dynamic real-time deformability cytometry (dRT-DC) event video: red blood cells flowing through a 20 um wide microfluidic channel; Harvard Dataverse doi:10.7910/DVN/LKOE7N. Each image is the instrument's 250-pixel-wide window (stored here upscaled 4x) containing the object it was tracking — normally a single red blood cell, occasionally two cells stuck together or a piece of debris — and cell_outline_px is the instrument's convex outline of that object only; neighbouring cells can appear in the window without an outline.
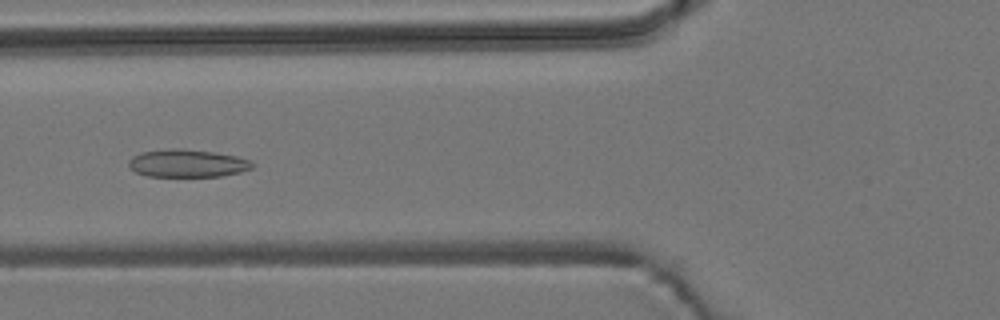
{"species": "common noctule bat (a hibernating species)", "species_latin": "Nyctalus noctula", "temperature_condition": "room temperature", "stored_images_in_passage": 6, "camera_frame_rate_fps": 3000, "um_per_image_px": 0.085, "animal": {"sex": "male", "body_mass_g": 19.2, "forearm_length_mm": 51.8}, "frame": {"image": 1, "passage_image": 6, "time_ms": 1.667, "image_size_px": [1000, 320], "cell_outline_px": [[256, 164], [252, 168], [240, 172], [220, 176], [148, 176], [136, 172], [128, 168], [128, 160], [132, 156], [140, 152], [168, 148], [184, 148], [212, 152], [236, 156], [252, 160]], "centroid_in_image_um": [15.91, 13.87], "position_along_channel_um": 109.9, "area_um2": 20.23}}